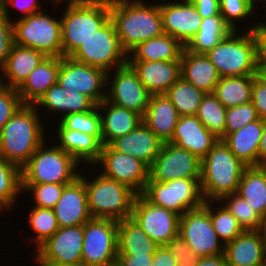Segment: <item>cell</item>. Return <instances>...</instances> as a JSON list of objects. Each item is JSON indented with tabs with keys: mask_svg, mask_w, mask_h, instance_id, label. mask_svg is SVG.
Wrapping results in <instances>:
<instances>
[{
	"mask_svg": "<svg viewBox=\"0 0 266 266\" xmlns=\"http://www.w3.org/2000/svg\"><path fill=\"white\" fill-rule=\"evenodd\" d=\"M110 18L127 54L138 44L164 34L159 4L148 5L143 0H110Z\"/></svg>",
	"mask_w": 266,
	"mask_h": 266,
	"instance_id": "obj_1",
	"label": "cell"
},
{
	"mask_svg": "<svg viewBox=\"0 0 266 266\" xmlns=\"http://www.w3.org/2000/svg\"><path fill=\"white\" fill-rule=\"evenodd\" d=\"M34 104H23L0 134V156L20 168L45 141L44 129Z\"/></svg>",
	"mask_w": 266,
	"mask_h": 266,
	"instance_id": "obj_2",
	"label": "cell"
},
{
	"mask_svg": "<svg viewBox=\"0 0 266 266\" xmlns=\"http://www.w3.org/2000/svg\"><path fill=\"white\" fill-rule=\"evenodd\" d=\"M247 168L222 140L201 159V192L205 201H218L222 196L236 193Z\"/></svg>",
	"mask_w": 266,
	"mask_h": 266,
	"instance_id": "obj_3",
	"label": "cell"
},
{
	"mask_svg": "<svg viewBox=\"0 0 266 266\" xmlns=\"http://www.w3.org/2000/svg\"><path fill=\"white\" fill-rule=\"evenodd\" d=\"M110 19V0L67 3L61 16L63 57H70Z\"/></svg>",
	"mask_w": 266,
	"mask_h": 266,
	"instance_id": "obj_4",
	"label": "cell"
},
{
	"mask_svg": "<svg viewBox=\"0 0 266 266\" xmlns=\"http://www.w3.org/2000/svg\"><path fill=\"white\" fill-rule=\"evenodd\" d=\"M231 31L205 55L220 77L256 75L258 44L253 31ZM238 35V36H237Z\"/></svg>",
	"mask_w": 266,
	"mask_h": 266,
	"instance_id": "obj_5",
	"label": "cell"
},
{
	"mask_svg": "<svg viewBox=\"0 0 266 266\" xmlns=\"http://www.w3.org/2000/svg\"><path fill=\"white\" fill-rule=\"evenodd\" d=\"M99 174L89 181L79 173L85 183L91 217L115 221L131 218L137 193L127 185Z\"/></svg>",
	"mask_w": 266,
	"mask_h": 266,
	"instance_id": "obj_6",
	"label": "cell"
},
{
	"mask_svg": "<svg viewBox=\"0 0 266 266\" xmlns=\"http://www.w3.org/2000/svg\"><path fill=\"white\" fill-rule=\"evenodd\" d=\"M44 141L21 167V184H70L79 177L78 162L57 145Z\"/></svg>",
	"mask_w": 266,
	"mask_h": 266,
	"instance_id": "obj_7",
	"label": "cell"
},
{
	"mask_svg": "<svg viewBox=\"0 0 266 266\" xmlns=\"http://www.w3.org/2000/svg\"><path fill=\"white\" fill-rule=\"evenodd\" d=\"M12 24L15 44L33 48L47 57H63L60 19L40 11Z\"/></svg>",
	"mask_w": 266,
	"mask_h": 266,
	"instance_id": "obj_8",
	"label": "cell"
},
{
	"mask_svg": "<svg viewBox=\"0 0 266 266\" xmlns=\"http://www.w3.org/2000/svg\"><path fill=\"white\" fill-rule=\"evenodd\" d=\"M200 180L180 178L159 182L149 178L141 195L153 205L182 216L189 210L203 206L205 200L201 192Z\"/></svg>",
	"mask_w": 266,
	"mask_h": 266,
	"instance_id": "obj_9",
	"label": "cell"
},
{
	"mask_svg": "<svg viewBox=\"0 0 266 266\" xmlns=\"http://www.w3.org/2000/svg\"><path fill=\"white\" fill-rule=\"evenodd\" d=\"M128 54L121 47L111 18L70 56L76 62L99 67L106 72L127 64Z\"/></svg>",
	"mask_w": 266,
	"mask_h": 266,
	"instance_id": "obj_10",
	"label": "cell"
},
{
	"mask_svg": "<svg viewBox=\"0 0 266 266\" xmlns=\"http://www.w3.org/2000/svg\"><path fill=\"white\" fill-rule=\"evenodd\" d=\"M118 221L91 218L84 224L82 263L114 266L118 254Z\"/></svg>",
	"mask_w": 266,
	"mask_h": 266,
	"instance_id": "obj_11",
	"label": "cell"
},
{
	"mask_svg": "<svg viewBox=\"0 0 266 266\" xmlns=\"http://www.w3.org/2000/svg\"><path fill=\"white\" fill-rule=\"evenodd\" d=\"M179 235L200 257L217 256L224 252V244L214 230L209 212L203 206L180 216Z\"/></svg>",
	"mask_w": 266,
	"mask_h": 266,
	"instance_id": "obj_12",
	"label": "cell"
},
{
	"mask_svg": "<svg viewBox=\"0 0 266 266\" xmlns=\"http://www.w3.org/2000/svg\"><path fill=\"white\" fill-rule=\"evenodd\" d=\"M57 83L64 89L88 96L96 105L106 99V91L103 89L107 86V72L99 67L76 62L70 57H60Z\"/></svg>",
	"mask_w": 266,
	"mask_h": 266,
	"instance_id": "obj_13",
	"label": "cell"
},
{
	"mask_svg": "<svg viewBox=\"0 0 266 266\" xmlns=\"http://www.w3.org/2000/svg\"><path fill=\"white\" fill-rule=\"evenodd\" d=\"M149 178L159 182L180 178L201 179V159L186 149L164 142L149 167Z\"/></svg>",
	"mask_w": 266,
	"mask_h": 266,
	"instance_id": "obj_14",
	"label": "cell"
},
{
	"mask_svg": "<svg viewBox=\"0 0 266 266\" xmlns=\"http://www.w3.org/2000/svg\"><path fill=\"white\" fill-rule=\"evenodd\" d=\"M131 218L159 246H165L179 235L180 216L173 211L153 205L141 194H137Z\"/></svg>",
	"mask_w": 266,
	"mask_h": 266,
	"instance_id": "obj_15",
	"label": "cell"
},
{
	"mask_svg": "<svg viewBox=\"0 0 266 266\" xmlns=\"http://www.w3.org/2000/svg\"><path fill=\"white\" fill-rule=\"evenodd\" d=\"M96 164L102 165L104 170L101 174L105 177L127 185L137 194L143 192L149 180V166L146 163L116 151L111 145H103L100 159Z\"/></svg>",
	"mask_w": 266,
	"mask_h": 266,
	"instance_id": "obj_16",
	"label": "cell"
},
{
	"mask_svg": "<svg viewBox=\"0 0 266 266\" xmlns=\"http://www.w3.org/2000/svg\"><path fill=\"white\" fill-rule=\"evenodd\" d=\"M109 73L107 72V83L111 84V87L106 91V100L116 106L134 111L143 117L151 94L140 82L137 73L128 63L115 68L111 83H109Z\"/></svg>",
	"mask_w": 266,
	"mask_h": 266,
	"instance_id": "obj_17",
	"label": "cell"
},
{
	"mask_svg": "<svg viewBox=\"0 0 266 266\" xmlns=\"http://www.w3.org/2000/svg\"><path fill=\"white\" fill-rule=\"evenodd\" d=\"M84 224L60 227L36 251L37 263L78 264L82 262Z\"/></svg>",
	"mask_w": 266,
	"mask_h": 266,
	"instance_id": "obj_18",
	"label": "cell"
},
{
	"mask_svg": "<svg viewBox=\"0 0 266 266\" xmlns=\"http://www.w3.org/2000/svg\"><path fill=\"white\" fill-rule=\"evenodd\" d=\"M163 32L177 39L183 46L197 34L202 18L189 1L160 4Z\"/></svg>",
	"mask_w": 266,
	"mask_h": 266,
	"instance_id": "obj_19",
	"label": "cell"
},
{
	"mask_svg": "<svg viewBox=\"0 0 266 266\" xmlns=\"http://www.w3.org/2000/svg\"><path fill=\"white\" fill-rule=\"evenodd\" d=\"M53 210L59 227L83 225L92 218L88 209L85 183L80 177L64 187Z\"/></svg>",
	"mask_w": 266,
	"mask_h": 266,
	"instance_id": "obj_20",
	"label": "cell"
},
{
	"mask_svg": "<svg viewBox=\"0 0 266 266\" xmlns=\"http://www.w3.org/2000/svg\"><path fill=\"white\" fill-rule=\"evenodd\" d=\"M219 138L210 132L196 115L180 116L169 143L202 159L218 142Z\"/></svg>",
	"mask_w": 266,
	"mask_h": 266,
	"instance_id": "obj_21",
	"label": "cell"
},
{
	"mask_svg": "<svg viewBox=\"0 0 266 266\" xmlns=\"http://www.w3.org/2000/svg\"><path fill=\"white\" fill-rule=\"evenodd\" d=\"M151 95L165 94L181 77L180 60L127 61Z\"/></svg>",
	"mask_w": 266,
	"mask_h": 266,
	"instance_id": "obj_22",
	"label": "cell"
},
{
	"mask_svg": "<svg viewBox=\"0 0 266 266\" xmlns=\"http://www.w3.org/2000/svg\"><path fill=\"white\" fill-rule=\"evenodd\" d=\"M228 266H265L266 251L258 230L243 231L233 241L224 244Z\"/></svg>",
	"mask_w": 266,
	"mask_h": 266,
	"instance_id": "obj_23",
	"label": "cell"
},
{
	"mask_svg": "<svg viewBox=\"0 0 266 266\" xmlns=\"http://www.w3.org/2000/svg\"><path fill=\"white\" fill-rule=\"evenodd\" d=\"M163 143L144 122H141L136 129L115 139L110 145L116 151L138 158L150 167Z\"/></svg>",
	"mask_w": 266,
	"mask_h": 266,
	"instance_id": "obj_24",
	"label": "cell"
},
{
	"mask_svg": "<svg viewBox=\"0 0 266 266\" xmlns=\"http://www.w3.org/2000/svg\"><path fill=\"white\" fill-rule=\"evenodd\" d=\"M266 122L260 118L248 123L240 130L226 134L221 140L229 150L247 167L258 166V146Z\"/></svg>",
	"mask_w": 266,
	"mask_h": 266,
	"instance_id": "obj_25",
	"label": "cell"
},
{
	"mask_svg": "<svg viewBox=\"0 0 266 266\" xmlns=\"http://www.w3.org/2000/svg\"><path fill=\"white\" fill-rule=\"evenodd\" d=\"M179 118L176 107L165 94H160L151 95L142 121L162 142H169Z\"/></svg>",
	"mask_w": 266,
	"mask_h": 266,
	"instance_id": "obj_26",
	"label": "cell"
},
{
	"mask_svg": "<svg viewBox=\"0 0 266 266\" xmlns=\"http://www.w3.org/2000/svg\"><path fill=\"white\" fill-rule=\"evenodd\" d=\"M46 57L44 53L33 48L13 43L6 64L1 71L4 75H0L6 81L1 77L0 84L17 89Z\"/></svg>",
	"mask_w": 266,
	"mask_h": 266,
	"instance_id": "obj_27",
	"label": "cell"
},
{
	"mask_svg": "<svg viewBox=\"0 0 266 266\" xmlns=\"http://www.w3.org/2000/svg\"><path fill=\"white\" fill-rule=\"evenodd\" d=\"M180 62V75L184 81L205 93L215 91L220 75L205 53H192L184 47Z\"/></svg>",
	"mask_w": 266,
	"mask_h": 266,
	"instance_id": "obj_28",
	"label": "cell"
},
{
	"mask_svg": "<svg viewBox=\"0 0 266 266\" xmlns=\"http://www.w3.org/2000/svg\"><path fill=\"white\" fill-rule=\"evenodd\" d=\"M97 106L101 114L104 112V116L103 114L101 116L103 145H110L115 139L133 131L143 122L140 114L127 108L116 106L106 99Z\"/></svg>",
	"mask_w": 266,
	"mask_h": 266,
	"instance_id": "obj_29",
	"label": "cell"
},
{
	"mask_svg": "<svg viewBox=\"0 0 266 266\" xmlns=\"http://www.w3.org/2000/svg\"><path fill=\"white\" fill-rule=\"evenodd\" d=\"M60 57H46L17 88L23 104H35L37 100L57 83Z\"/></svg>",
	"mask_w": 266,
	"mask_h": 266,
	"instance_id": "obj_30",
	"label": "cell"
},
{
	"mask_svg": "<svg viewBox=\"0 0 266 266\" xmlns=\"http://www.w3.org/2000/svg\"><path fill=\"white\" fill-rule=\"evenodd\" d=\"M60 149L70 154L78 163L96 164L100 159L103 144L94 136L76 130H66L59 123L57 127Z\"/></svg>",
	"mask_w": 266,
	"mask_h": 266,
	"instance_id": "obj_31",
	"label": "cell"
},
{
	"mask_svg": "<svg viewBox=\"0 0 266 266\" xmlns=\"http://www.w3.org/2000/svg\"><path fill=\"white\" fill-rule=\"evenodd\" d=\"M34 106H42L53 112L59 111L66 116L70 113L91 111L97 105L88 96L75 90L64 89L56 83L37 100Z\"/></svg>",
	"mask_w": 266,
	"mask_h": 266,
	"instance_id": "obj_32",
	"label": "cell"
},
{
	"mask_svg": "<svg viewBox=\"0 0 266 266\" xmlns=\"http://www.w3.org/2000/svg\"><path fill=\"white\" fill-rule=\"evenodd\" d=\"M184 47L177 39L164 33L160 36L152 37L134 47L128 53L127 61L181 60Z\"/></svg>",
	"mask_w": 266,
	"mask_h": 266,
	"instance_id": "obj_33",
	"label": "cell"
},
{
	"mask_svg": "<svg viewBox=\"0 0 266 266\" xmlns=\"http://www.w3.org/2000/svg\"><path fill=\"white\" fill-rule=\"evenodd\" d=\"M117 245V255L154 254L159 248L132 218L118 221Z\"/></svg>",
	"mask_w": 266,
	"mask_h": 266,
	"instance_id": "obj_34",
	"label": "cell"
},
{
	"mask_svg": "<svg viewBox=\"0 0 266 266\" xmlns=\"http://www.w3.org/2000/svg\"><path fill=\"white\" fill-rule=\"evenodd\" d=\"M236 194L245 199L263 218L266 216V167H247Z\"/></svg>",
	"mask_w": 266,
	"mask_h": 266,
	"instance_id": "obj_35",
	"label": "cell"
},
{
	"mask_svg": "<svg viewBox=\"0 0 266 266\" xmlns=\"http://www.w3.org/2000/svg\"><path fill=\"white\" fill-rule=\"evenodd\" d=\"M255 76L220 77L213 93L225 108L250 103Z\"/></svg>",
	"mask_w": 266,
	"mask_h": 266,
	"instance_id": "obj_36",
	"label": "cell"
},
{
	"mask_svg": "<svg viewBox=\"0 0 266 266\" xmlns=\"http://www.w3.org/2000/svg\"><path fill=\"white\" fill-rule=\"evenodd\" d=\"M231 31V28L224 22L221 15L203 18L199 31L185 48L192 53H206Z\"/></svg>",
	"mask_w": 266,
	"mask_h": 266,
	"instance_id": "obj_37",
	"label": "cell"
},
{
	"mask_svg": "<svg viewBox=\"0 0 266 266\" xmlns=\"http://www.w3.org/2000/svg\"><path fill=\"white\" fill-rule=\"evenodd\" d=\"M205 94L181 77L165 93L180 116L196 115Z\"/></svg>",
	"mask_w": 266,
	"mask_h": 266,
	"instance_id": "obj_38",
	"label": "cell"
},
{
	"mask_svg": "<svg viewBox=\"0 0 266 266\" xmlns=\"http://www.w3.org/2000/svg\"><path fill=\"white\" fill-rule=\"evenodd\" d=\"M226 110L214 93H206L196 114L201 123L219 140L224 137Z\"/></svg>",
	"mask_w": 266,
	"mask_h": 266,
	"instance_id": "obj_39",
	"label": "cell"
},
{
	"mask_svg": "<svg viewBox=\"0 0 266 266\" xmlns=\"http://www.w3.org/2000/svg\"><path fill=\"white\" fill-rule=\"evenodd\" d=\"M20 191L21 168L0 156V210L12 209Z\"/></svg>",
	"mask_w": 266,
	"mask_h": 266,
	"instance_id": "obj_40",
	"label": "cell"
},
{
	"mask_svg": "<svg viewBox=\"0 0 266 266\" xmlns=\"http://www.w3.org/2000/svg\"><path fill=\"white\" fill-rule=\"evenodd\" d=\"M102 114L98 106L81 113H70L60 118L59 124L66 130H76L96 137L102 143Z\"/></svg>",
	"mask_w": 266,
	"mask_h": 266,
	"instance_id": "obj_41",
	"label": "cell"
},
{
	"mask_svg": "<svg viewBox=\"0 0 266 266\" xmlns=\"http://www.w3.org/2000/svg\"><path fill=\"white\" fill-rule=\"evenodd\" d=\"M237 219L239 225L246 230H258L262 217L252 208L245 199L236 193L222 196L218 201ZM228 201V202H226Z\"/></svg>",
	"mask_w": 266,
	"mask_h": 266,
	"instance_id": "obj_42",
	"label": "cell"
},
{
	"mask_svg": "<svg viewBox=\"0 0 266 266\" xmlns=\"http://www.w3.org/2000/svg\"><path fill=\"white\" fill-rule=\"evenodd\" d=\"M209 201H204L203 207L209 212L214 230L223 244L233 241L244 230L239 225L237 219L223 206L217 211L211 208Z\"/></svg>",
	"mask_w": 266,
	"mask_h": 266,
	"instance_id": "obj_43",
	"label": "cell"
},
{
	"mask_svg": "<svg viewBox=\"0 0 266 266\" xmlns=\"http://www.w3.org/2000/svg\"><path fill=\"white\" fill-rule=\"evenodd\" d=\"M29 225L36 232L37 249L60 228L54 210L49 208L34 207L29 215Z\"/></svg>",
	"mask_w": 266,
	"mask_h": 266,
	"instance_id": "obj_44",
	"label": "cell"
},
{
	"mask_svg": "<svg viewBox=\"0 0 266 266\" xmlns=\"http://www.w3.org/2000/svg\"><path fill=\"white\" fill-rule=\"evenodd\" d=\"M68 184H21L22 191L34 194L35 207L53 209L59 201L64 187Z\"/></svg>",
	"mask_w": 266,
	"mask_h": 266,
	"instance_id": "obj_45",
	"label": "cell"
},
{
	"mask_svg": "<svg viewBox=\"0 0 266 266\" xmlns=\"http://www.w3.org/2000/svg\"><path fill=\"white\" fill-rule=\"evenodd\" d=\"M259 119L254 105L250 102L247 104L229 107L226 110V124L224 136L234 131L240 130L242 127Z\"/></svg>",
	"mask_w": 266,
	"mask_h": 266,
	"instance_id": "obj_46",
	"label": "cell"
},
{
	"mask_svg": "<svg viewBox=\"0 0 266 266\" xmlns=\"http://www.w3.org/2000/svg\"><path fill=\"white\" fill-rule=\"evenodd\" d=\"M219 3L220 15L233 31L237 30L236 21L251 16L255 8L247 0H219Z\"/></svg>",
	"mask_w": 266,
	"mask_h": 266,
	"instance_id": "obj_47",
	"label": "cell"
},
{
	"mask_svg": "<svg viewBox=\"0 0 266 266\" xmlns=\"http://www.w3.org/2000/svg\"><path fill=\"white\" fill-rule=\"evenodd\" d=\"M22 105L16 88L0 84V134L4 125Z\"/></svg>",
	"mask_w": 266,
	"mask_h": 266,
	"instance_id": "obj_48",
	"label": "cell"
},
{
	"mask_svg": "<svg viewBox=\"0 0 266 266\" xmlns=\"http://www.w3.org/2000/svg\"><path fill=\"white\" fill-rule=\"evenodd\" d=\"M165 247L176 259L177 266H195L200 256L195 254L185 240L180 236L172 238Z\"/></svg>",
	"mask_w": 266,
	"mask_h": 266,
	"instance_id": "obj_49",
	"label": "cell"
},
{
	"mask_svg": "<svg viewBox=\"0 0 266 266\" xmlns=\"http://www.w3.org/2000/svg\"><path fill=\"white\" fill-rule=\"evenodd\" d=\"M13 21L9 20L0 9V70L2 71L11 47L14 43Z\"/></svg>",
	"mask_w": 266,
	"mask_h": 266,
	"instance_id": "obj_50",
	"label": "cell"
},
{
	"mask_svg": "<svg viewBox=\"0 0 266 266\" xmlns=\"http://www.w3.org/2000/svg\"><path fill=\"white\" fill-rule=\"evenodd\" d=\"M38 4L39 3L37 2V0H0V9L4 13V15L9 20H11V18L9 17L8 6L11 5L12 7L17 8L19 11H21L23 13V15H21V18H23L42 11L40 4Z\"/></svg>",
	"mask_w": 266,
	"mask_h": 266,
	"instance_id": "obj_51",
	"label": "cell"
},
{
	"mask_svg": "<svg viewBox=\"0 0 266 266\" xmlns=\"http://www.w3.org/2000/svg\"><path fill=\"white\" fill-rule=\"evenodd\" d=\"M251 103L254 105L259 118L266 122V83L256 76L253 80Z\"/></svg>",
	"mask_w": 266,
	"mask_h": 266,
	"instance_id": "obj_52",
	"label": "cell"
},
{
	"mask_svg": "<svg viewBox=\"0 0 266 266\" xmlns=\"http://www.w3.org/2000/svg\"><path fill=\"white\" fill-rule=\"evenodd\" d=\"M153 254L117 255L114 266H151Z\"/></svg>",
	"mask_w": 266,
	"mask_h": 266,
	"instance_id": "obj_53",
	"label": "cell"
},
{
	"mask_svg": "<svg viewBox=\"0 0 266 266\" xmlns=\"http://www.w3.org/2000/svg\"><path fill=\"white\" fill-rule=\"evenodd\" d=\"M191 3L195 6L202 19L220 15L219 0H193Z\"/></svg>",
	"mask_w": 266,
	"mask_h": 266,
	"instance_id": "obj_54",
	"label": "cell"
},
{
	"mask_svg": "<svg viewBox=\"0 0 266 266\" xmlns=\"http://www.w3.org/2000/svg\"><path fill=\"white\" fill-rule=\"evenodd\" d=\"M246 30L253 31L258 44V62H266V23L260 22Z\"/></svg>",
	"mask_w": 266,
	"mask_h": 266,
	"instance_id": "obj_55",
	"label": "cell"
},
{
	"mask_svg": "<svg viewBox=\"0 0 266 266\" xmlns=\"http://www.w3.org/2000/svg\"><path fill=\"white\" fill-rule=\"evenodd\" d=\"M151 266H177L176 259L170 254L165 246H159L153 254Z\"/></svg>",
	"mask_w": 266,
	"mask_h": 266,
	"instance_id": "obj_56",
	"label": "cell"
},
{
	"mask_svg": "<svg viewBox=\"0 0 266 266\" xmlns=\"http://www.w3.org/2000/svg\"><path fill=\"white\" fill-rule=\"evenodd\" d=\"M195 266H228L223 254L210 257H200Z\"/></svg>",
	"mask_w": 266,
	"mask_h": 266,
	"instance_id": "obj_57",
	"label": "cell"
},
{
	"mask_svg": "<svg viewBox=\"0 0 266 266\" xmlns=\"http://www.w3.org/2000/svg\"><path fill=\"white\" fill-rule=\"evenodd\" d=\"M258 166L266 167V125L258 146Z\"/></svg>",
	"mask_w": 266,
	"mask_h": 266,
	"instance_id": "obj_58",
	"label": "cell"
},
{
	"mask_svg": "<svg viewBox=\"0 0 266 266\" xmlns=\"http://www.w3.org/2000/svg\"><path fill=\"white\" fill-rule=\"evenodd\" d=\"M256 77L266 83V62H258L256 68Z\"/></svg>",
	"mask_w": 266,
	"mask_h": 266,
	"instance_id": "obj_59",
	"label": "cell"
},
{
	"mask_svg": "<svg viewBox=\"0 0 266 266\" xmlns=\"http://www.w3.org/2000/svg\"><path fill=\"white\" fill-rule=\"evenodd\" d=\"M258 232L261 235V238H262L263 243H264V248L266 251V216L262 218L260 226L258 228Z\"/></svg>",
	"mask_w": 266,
	"mask_h": 266,
	"instance_id": "obj_60",
	"label": "cell"
},
{
	"mask_svg": "<svg viewBox=\"0 0 266 266\" xmlns=\"http://www.w3.org/2000/svg\"><path fill=\"white\" fill-rule=\"evenodd\" d=\"M38 266H86V265L81 262L78 264L38 263Z\"/></svg>",
	"mask_w": 266,
	"mask_h": 266,
	"instance_id": "obj_61",
	"label": "cell"
},
{
	"mask_svg": "<svg viewBox=\"0 0 266 266\" xmlns=\"http://www.w3.org/2000/svg\"><path fill=\"white\" fill-rule=\"evenodd\" d=\"M52 1V0H51ZM55 3L54 4H56L57 3V5L59 4V3H61L62 2V0H53ZM61 1V2H60ZM64 1H66V0H64ZM89 1H92V0H67V3H76V2H89Z\"/></svg>",
	"mask_w": 266,
	"mask_h": 266,
	"instance_id": "obj_62",
	"label": "cell"
},
{
	"mask_svg": "<svg viewBox=\"0 0 266 266\" xmlns=\"http://www.w3.org/2000/svg\"><path fill=\"white\" fill-rule=\"evenodd\" d=\"M251 5H253L254 7H255V3H256V1H257V3L259 2V1H266V0H247Z\"/></svg>",
	"mask_w": 266,
	"mask_h": 266,
	"instance_id": "obj_63",
	"label": "cell"
}]
</instances>
